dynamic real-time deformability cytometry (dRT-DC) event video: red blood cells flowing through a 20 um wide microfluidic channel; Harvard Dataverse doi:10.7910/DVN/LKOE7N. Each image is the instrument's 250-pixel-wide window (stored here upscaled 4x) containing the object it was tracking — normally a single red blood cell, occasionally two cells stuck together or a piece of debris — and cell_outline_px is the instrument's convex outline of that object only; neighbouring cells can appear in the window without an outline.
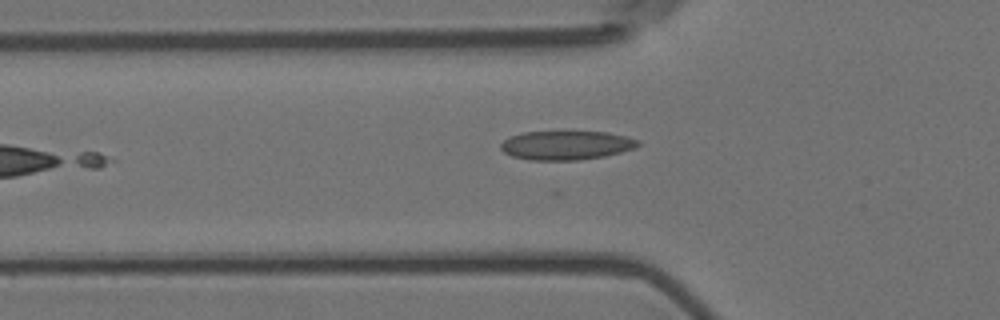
{"species": "Egyptian fruit bat (a non-hibernating species)", "species_latin": "Rousettus aegyptiacus", "temperature_condition": "room temperature", "stored_images_in_passage": 25, "camera_frame_rate_fps": 3000, "um_per_image_px": 0.085, "animal": {"sex": "female"}, "frame": {"image": 1, "passage_image": 3, "time_ms": 0.667, "image_size_px": [1000, 320], "cell_outline_px": [[640, 144], [636, 148], [604, 156], [580, 160], [528, 160], [512, 156], [504, 152], [500, 148], [500, 144], [504, 140], [512, 136], [524, 132], [608, 132], [628, 136], [640, 140]], "centroid_in_image_um": [48.16, 12.35], "position_along_channel_um": 77.6, "area_um2": 23.24}}
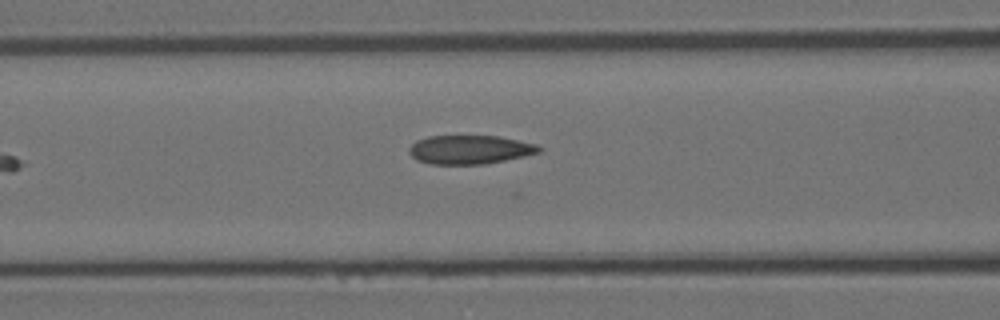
{"frame": {"image": 2, "passage_image": 7, "time_ms": 2.0, "image_size_px": [1000, 320], "cell_outline_px": [[544, 148], [540, 152], [524, 156], [484, 164], [432, 164], [416, 160], [408, 152], [408, 148], [416, 140], [428, 136], [496, 136], [536, 144]], "centroid_in_image_um": [39.91, 12.72], "position_along_channel_um": 126.7, "area_um2": 21.73}}
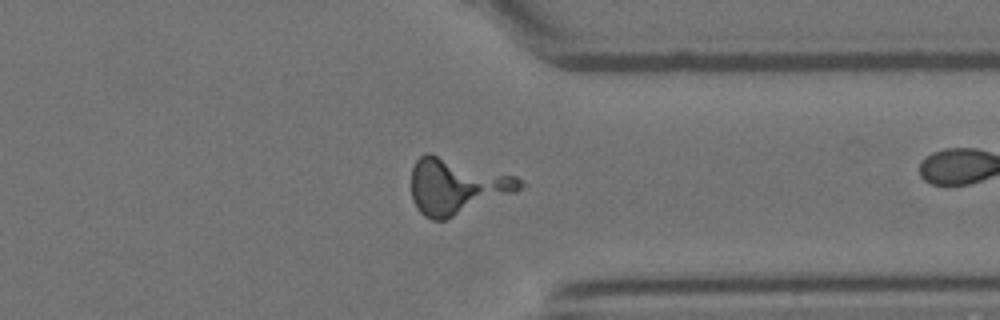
{"frame": {"image": 3, "passage_image": 24, "time_ms": 7.667, "image_size_px": [1000, 320], "cell_outline_px": [[524, 184], [516, 192], [444, 220], [432, 220], [424, 216], [416, 208], [412, 200], [412, 168], [416, 160], [424, 152], [432, 152], [516, 176]], "centroid_in_image_um": [38.77, 15.8], "position_along_channel_um": 372.6, "area_um2": 35.37}}